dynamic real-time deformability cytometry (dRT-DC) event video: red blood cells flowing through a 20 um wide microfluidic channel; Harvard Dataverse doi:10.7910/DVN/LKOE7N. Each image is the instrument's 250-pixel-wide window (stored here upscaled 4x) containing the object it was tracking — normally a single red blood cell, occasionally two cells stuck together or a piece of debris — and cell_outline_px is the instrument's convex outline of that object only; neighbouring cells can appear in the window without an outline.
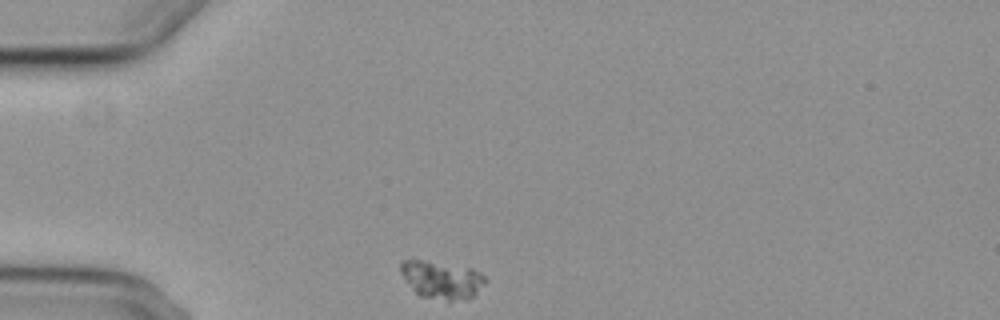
{"species": "common noctule bat (a hibernating species)", "species_latin": "Nyctalus noctula", "temperature_condition": "cold", "stored_images_in_passage": 6, "camera_frame_rate_fps": 3000, "um_per_image_px": 0.085, "animal": {"sex": "female", "body_mass_g": 29.2, "forearm_length_mm": 56.3}, "frame": {"image": 1, "passage_image": 1, "time_ms": 0.0, "image_size_px": [1000, 320], "cell_outline_px": [[488, 280], [468, 300], [448, 304], [420, 296], [404, 280], [400, 272], [400, 260], [412, 256], [472, 268], [480, 272]], "centroid_in_image_um": [37.5, 23.77], "position_along_channel_um": 47.5, "area_um2": 20.0}}
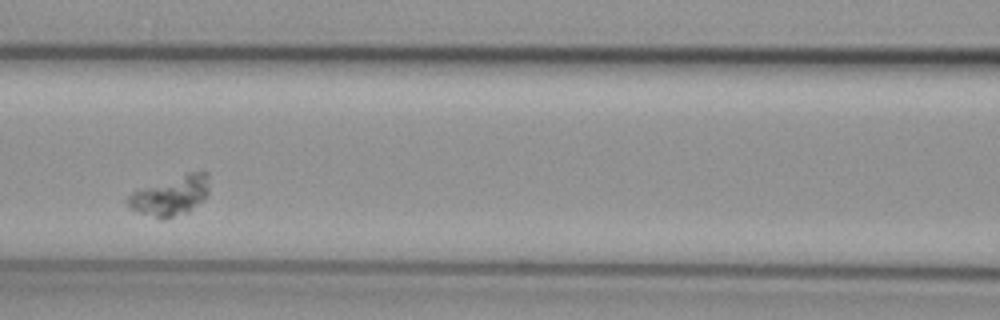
{"frame": {"image": 2, "passage_image": 4, "time_ms": 3.667, "image_size_px": [1000, 320], "cell_outline_px": [[208, 196], [204, 200], [188, 212], [164, 220], [160, 220], [136, 212], [128, 208], [128, 196], [132, 192], [140, 188], [188, 172], [208, 172]], "centroid_in_image_um": [14.5, 16.66], "position_along_channel_um": 152.1, "area_um2": 19.07}}
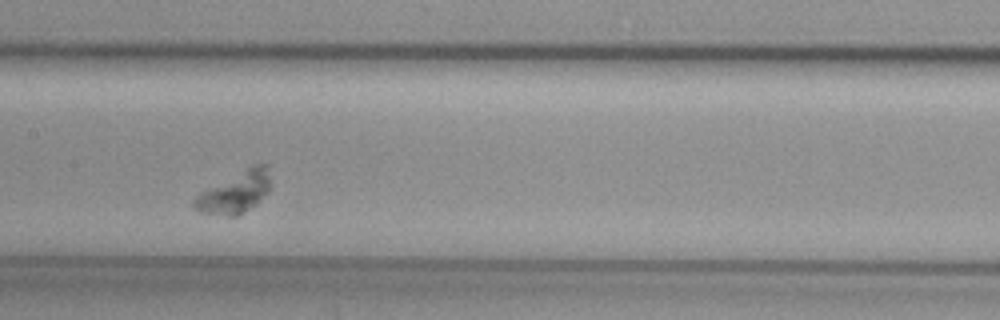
{"frame": {"image": 3, "passage_image": 5, "time_ms": 4.667, "image_size_px": [1000, 320], "cell_outline_px": [[268, 192], [256, 204], [236, 216], [228, 216], [200, 212], [192, 204], [192, 200], [200, 192], [252, 164], [268, 164]], "centroid_in_image_um": [19.95, 16.34], "position_along_channel_um": 187.4, "area_um2": 18.15}}